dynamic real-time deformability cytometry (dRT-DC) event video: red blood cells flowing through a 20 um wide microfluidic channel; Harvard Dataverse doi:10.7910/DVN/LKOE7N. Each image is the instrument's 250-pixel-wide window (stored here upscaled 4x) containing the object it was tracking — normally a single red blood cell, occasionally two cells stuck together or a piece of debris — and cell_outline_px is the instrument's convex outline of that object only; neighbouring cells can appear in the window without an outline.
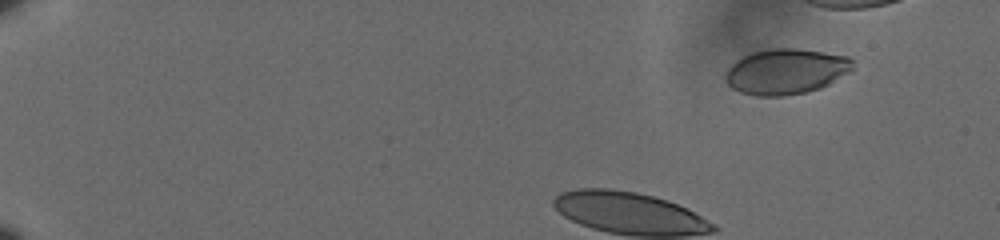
{"species": "human", "species_latin": "Homo sapiens", "temperature_condition": "cold", "stored_images_in_passage": 15, "camera_frame_rate_fps": 3000, "um_per_image_px": 0.085, "donor": {"sex": "male"}, "frame": {"image": 1, "passage_image": 5, "time_ms": 1.333, "image_size_px": [1000, 240], "cell_outline_px": [[852, 68], [848, 72], [828, 84], [820, 88], [804, 92], [784, 96], [756, 96], [740, 92], [732, 88], [724, 80], [724, 76], [728, 68], [736, 60], [752, 52], [768, 48], [796, 48], [848, 56], [852, 60]], "centroid_in_image_um": [66.76, 6.07], "position_along_channel_um": 18.2, "area_um2": 33.64}}
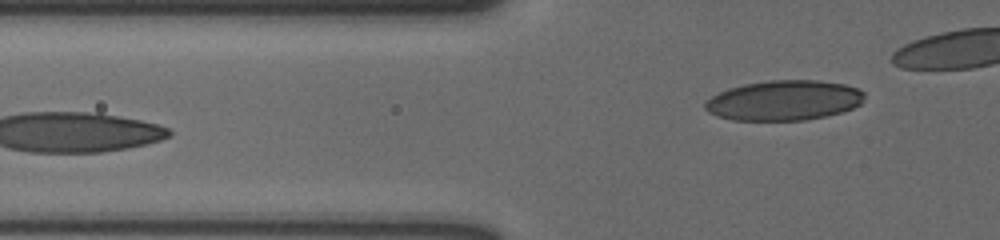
{"frame": {"image": 2, "passage_image": 15, "time_ms": 4.667, "image_size_px": [1000, 240], "cell_outline_px": [[864, 100], [860, 104], [852, 108], [840, 112], [824, 116], [804, 120], [732, 120], [716, 116], [708, 112], [704, 108], [704, 104], [712, 96], [728, 88], [744, 84], [768, 80], [816, 80], [844, 84], [860, 88], [864, 92]], "centroid_in_image_um": [66.64, 8.53], "position_along_channel_um": 59.2, "area_um2": 37.22}}